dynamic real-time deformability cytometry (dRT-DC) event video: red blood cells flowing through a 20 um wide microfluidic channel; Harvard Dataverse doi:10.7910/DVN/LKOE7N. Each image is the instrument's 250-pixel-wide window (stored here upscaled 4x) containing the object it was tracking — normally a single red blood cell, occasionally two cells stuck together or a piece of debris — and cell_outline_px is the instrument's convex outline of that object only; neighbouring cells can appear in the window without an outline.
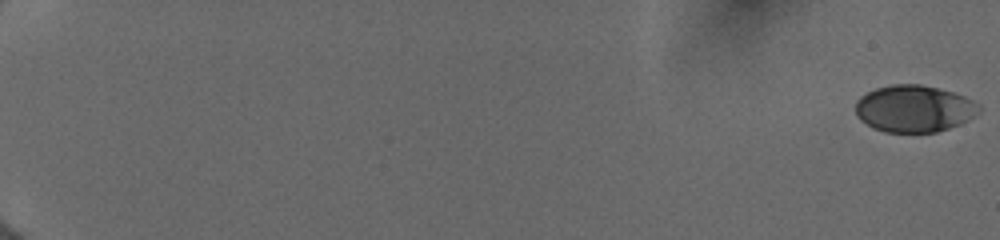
{"species": "human", "species_latin": "Homo sapiens", "temperature_condition": "cold", "stored_images_in_passage": 15, "camera_frame_rate_fps": 3000, "um_per_image_px": 0.085, "donor": {"sex": "female"}, "frame": {"image": 1, "passage_image": 1, "time_ms": 0.0, "image_size_px": [1000, 240], "cell_outline_px": [[980, 112], [968, 120], [960, 124], [936, 132], [884, 132], [860, 120], [856, 116], [856, 100], [860, 96], [876, 88], [892, 84], [920, 84], [952, 92], [964, 96], [980, 104]], "centroid_in_image_um": [77.7, 9.23], "position_along_channel_um": 7.3, "area_um2": 33.7}}
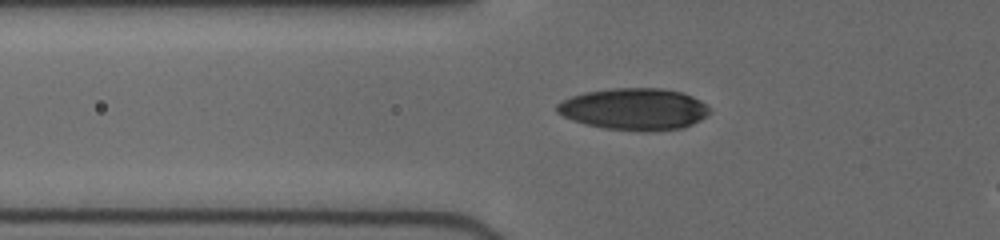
{"frame": {"image": 2, "passage_image": 13, "time_ms": 7.333, "image_size_px": [1000, 240], "cell_outline_px": [[712, 112], [700, 120], [684, 128], [604, 128], [572, 120], [556, 112], [556, 104], [572, 96], [584, 92], [612, 88], [664, 88], [680, 92], [692, 96], [700, 100]], "centroid_in_image_um": [53.89, 9.22], "position_along_channel_um": 71.9, "area_um2": 36.07}}
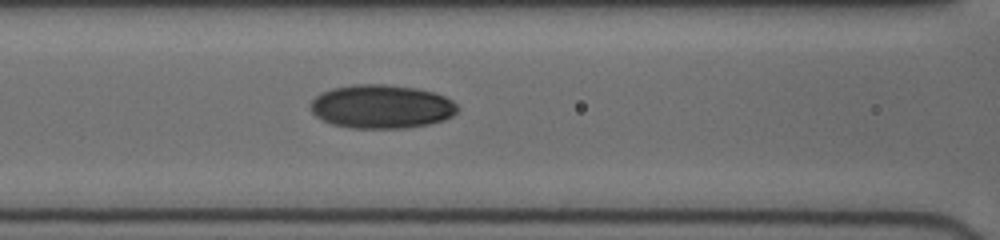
{"frame": {"image": 3, "passage_image": 15, "time_ms": 9.0, "image_size_px": [1000, 240], "cell_outline_px": [[460, 108], [452, 116], [444, 120], [428, 124], [408, 128], [348, 128], [332, 124], [320, 120], [312, 112], [308, 104], [320, 92], [332, 88], [352, 84], [384, 84], [416, 88], [432, 92], [444, 96], [452, 100]], "centroid_in_image_um": [32.39, 9.06], "position_along_channel_um": 134.2, "area_um2": 37.8}}